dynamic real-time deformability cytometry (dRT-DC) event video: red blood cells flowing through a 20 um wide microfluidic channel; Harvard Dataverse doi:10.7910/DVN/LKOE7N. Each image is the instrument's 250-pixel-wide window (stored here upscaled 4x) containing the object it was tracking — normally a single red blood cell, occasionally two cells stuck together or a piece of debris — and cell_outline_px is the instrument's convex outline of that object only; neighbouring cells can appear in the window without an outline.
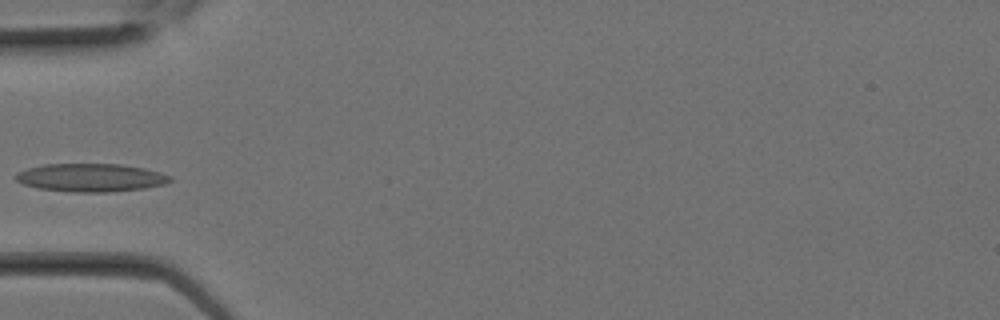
{"species": "Egyptian fruit bat (a non-hibernating species)", "species_latin": "Rousettus aegyptiacus", "temperature_condition": "room temperature", "stored_images_in_passage": 11, "camera_frame_rate_fps": 3000, "um_per_image_px": 0.085, "animal": {"sex": "female"}, "frame": {"image": 1, "passage_image": 7, "time_ms": 2.0, "image_size_px": [1000, 320], "cell_outline_px": [[172, 180], [164, 184], [144, 188], [108, 192], [72, 192], [40, 188], [24, 184], [16, 180], [16, 172], [28, 168], [44, 164], [120, 164], [144, 168], [160, 172], [172, 176]], "centroid_in_image_um": [7.74, 15.09], "position_along_channel_um": 77.3, "area_um2": 25.2}}
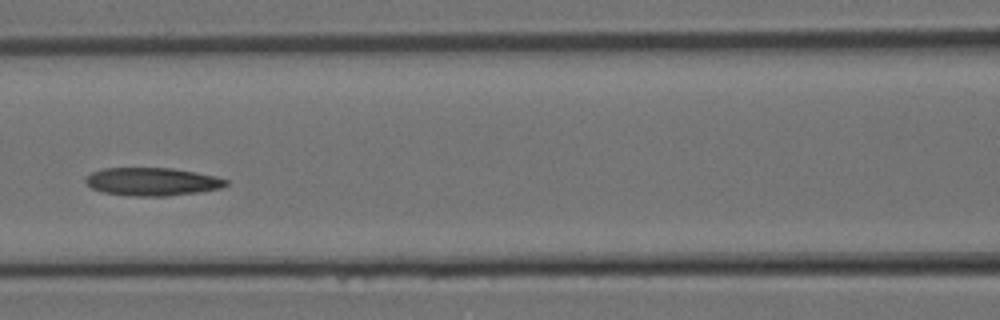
{"frame": {"image": 2, "passage_image": 10, "time_ms": 3.0, "image_size_px": [1000, 320], "cell_outline_px": [[228, 184], [220, 188], [200, 192], [168, 196], [136, 196], [104, 192], [92, 188], [84, 180], [92, 172], [104, 168], [172, 168], [196, 172], [216, 176], [228, 180]], "centroid_in_image_um": [12.98, 15.44], "position_along_channel_um": 153.6, "area_um2": 22.83}}